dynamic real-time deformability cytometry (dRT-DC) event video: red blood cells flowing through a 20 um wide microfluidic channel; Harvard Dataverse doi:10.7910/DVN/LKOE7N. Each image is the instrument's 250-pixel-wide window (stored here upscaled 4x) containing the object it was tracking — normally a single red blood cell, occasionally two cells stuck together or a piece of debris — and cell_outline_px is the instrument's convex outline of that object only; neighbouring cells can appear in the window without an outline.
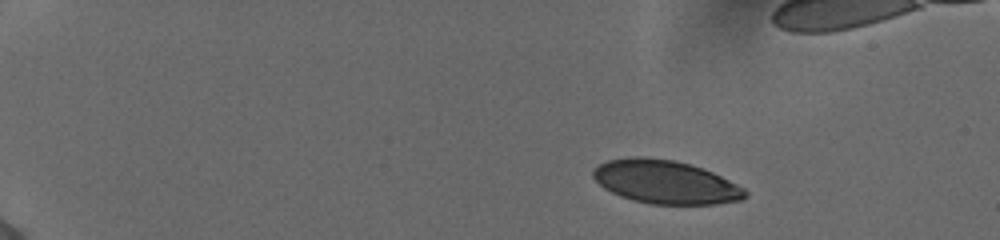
{"species": "human", "species_latin": "Homo sapiens", "temperature_condition": "cold", "stored_images_in_passage": 43, "camera_frame_rate_fps": 3000, "um_per_image_px": 0.085, "donor": {"sex": "female"}, "frame": {"image": 1, "passage_image": 1, "time_ms": 0.0, "image_size_px": [1000, 240], "cell_outline_px": [[748, 196], [740, 200], [716, 204], [652, 204], [632, 200], [620, 196], [604, 188], [592, 176], [592, 172], [600, 164], [608, 160], [636, 156], [644, 156], [676, 160], [712, 172], [744, 188], [748, 192]], "centroid_in_image_um": [56.56, 15.47], "position_along_channel_um": 28.4, "area_um2": 38.26}}
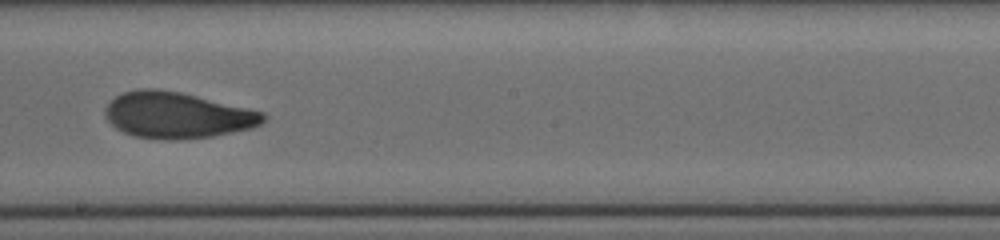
{"frame": {"image": 2, "passage_image": 26, "time_ms": 8.333, "image_size_px": [1000, 240], "cell_outline_px": [[268, 116], [260, 124], [252, 128], [212, 136], [180, 140], [164, 140], [136, 136], [124, 132], [116, 128], [104, 116], [104, 108], [116, 96], [124, 92], [140, 88], [156, 88], [180, 92], [248, 108], [264, 112]], "centroid_in_image_um": [15.05, 9.79], "position_along_channel_um": 233.1, "area_um2": 42.48}}
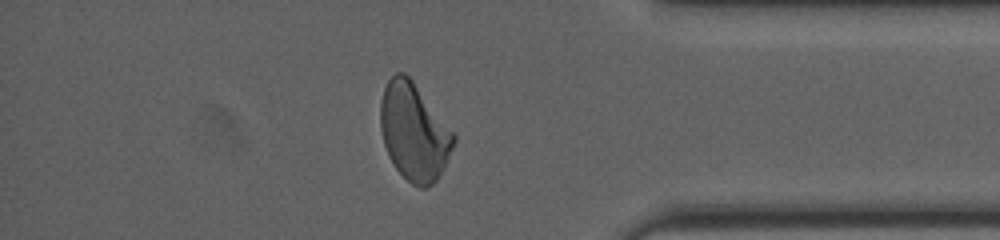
{"frame": {"image": 3, "passage_image": 40, "time_ms": 13.0, "image_size_px": [1000, 240], "cell_outline_px": [[456, 140], [444, 168], [436, 180], [432, 184], [424, 188], [420, 188], [412, 184], [396, 168], [388, 156], [384, 144], [380, 128], [380, 100], [384, 88], [388, 80], [396, 72], [404, 72], [412, 80], [456, 136]], "centroid_in_image_um": [35.17, 11.21], "position_along_channel_um": 400.0, "area_um2": 41.15}}